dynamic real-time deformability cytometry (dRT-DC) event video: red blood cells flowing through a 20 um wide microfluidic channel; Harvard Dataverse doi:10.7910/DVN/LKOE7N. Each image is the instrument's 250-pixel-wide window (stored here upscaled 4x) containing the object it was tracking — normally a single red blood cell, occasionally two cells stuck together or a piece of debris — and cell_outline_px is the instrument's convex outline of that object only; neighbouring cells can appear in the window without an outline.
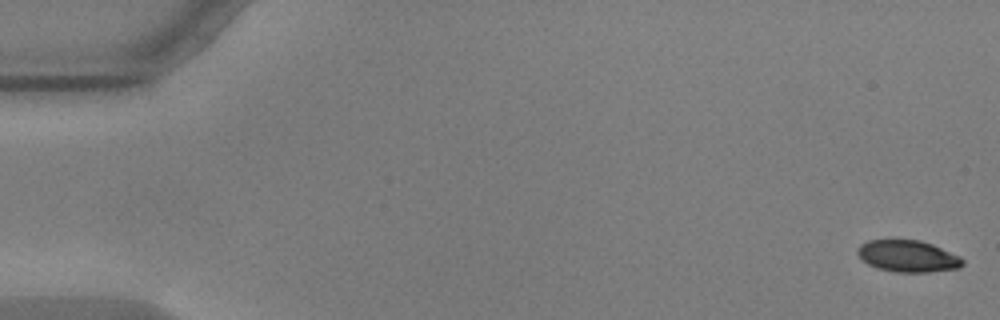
{"species": "common noctule bat (a hibernating species)", "species_latin": "Nyctalus noctula", "temperature_condition": "warm", "stored_images_in_passage": 56, "camera_frame_rate_fps": 3000, "um_per_image_px": 0.085, "animal": {"sex": "male", "body_mass_g": 17.9, "forearm_length_mm": 54.2}, "frame": {"image": 1, "passage_image": 1, "time_ms": 0.0, "image_size_px": [1000, 320], "cell_outline_px": [[964, 264], [960, 268], [928, 272], [896, 272], [876, 268], [868, 264], [856, 252], [856, 248], [860, 244], [868, 240], [892, 236], [920, 240], [932, 244], [960, 256], [964, 260]], "centroid_in_image_um": [77.13, 21.72], "position_along_channel_um": 7.9, "area_um2": 20.23}}
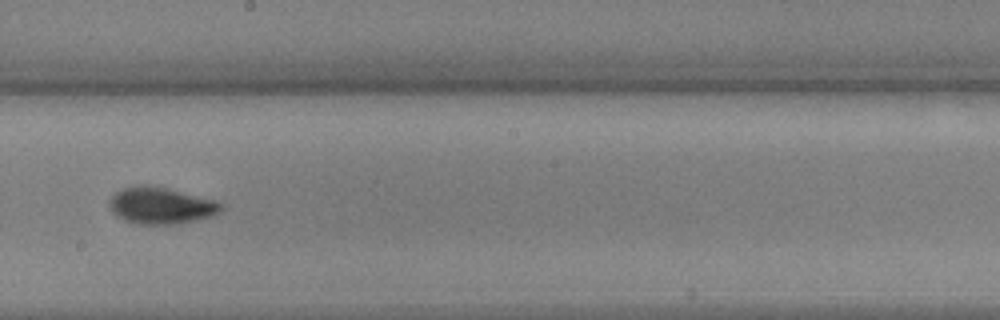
{"frame": {"image": 2, "passage_image": 32, "time_ms": 10.333, "image_size_px": [1000, 320], "cell_outline_px": [[224, 208], [220, 212], [212, 216], [200, 220], [180, 224], [140, 224], [124, 220], [112, 212], [108, 204], [112, 196], [116, 192], [124, 188], [144, 184], [168, 188], [216, 200], [224, 204]], "centroid_in_image_um": [13.74, 17.48], "position_along_channel_um": 234.5, "area_um2": 24.1}}
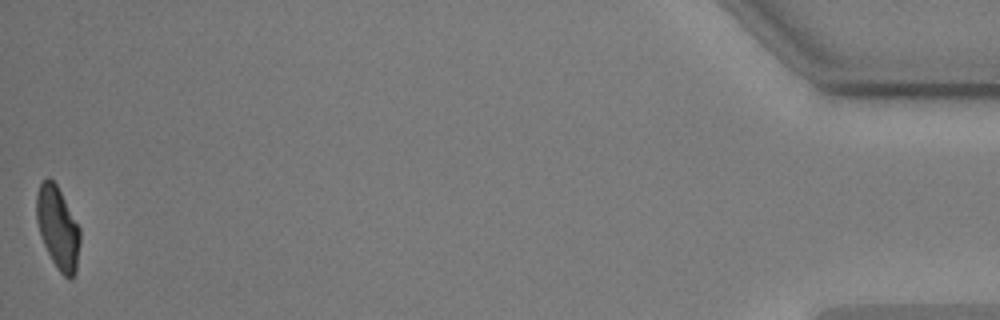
{"frame": {"image": 3, "passage_image": 56, "time_ms": 18.333, "image_size_px": [1000, 320], "cell_outline_px": [[80, 244], [76, 272], [72, 280], [68, 280], [60, 272], [52, 260], [44, 244], [36, 220], [36, 196], [40, 184], [48, 176], [56, 184], [80, 228]], "centroid_in_image_um": [4.93, 19.4], "position_along_channel_um": 430.3, "area_um2": 20.81}, "authors_computed_cell_mechanics": {"area_um2": 21.5305, "velocity_mm_per_s": 3.5976, "shape_relaxation_time_tau1_ms": 5.0586, "shape_relaxation_time_tau2_ms": 1.5681, "deformation_change_tau1": 0.1539, "deformation_change_tau2": 0.0606}}